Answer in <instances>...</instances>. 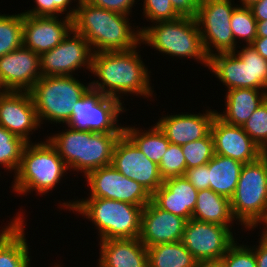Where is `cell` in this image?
<instances>
[{
	"label": "cell",
	"instance_id": "25",
	"mask_svg": "<svg viewBox=\"0 0 267 267\" xmlns=\"http://www.w3.org/2000/svg\"><path fill=\"white\" fill-rule=\"evenodd\" d=\"M123 132H93L84 130L83 175L111 165L116 141Z\"/></svg>",
	"mask_w": 267,
	"mask_h": 267
},
{
	"label": "cell",
	"instance_id": "29",
	"mask_svg": "<svg viewBox=\"0 0 267 267\" xmlns=\"http://www.w3.org/2000/svg\"><path fill=\"white\" fill-rule=\"evenodd\" d=\"M148 267H197L199 262L181 241L147 247Z\"/></svg>",
	"mask_w": 267,
	"mask_h": 267
},
{
	"label": "cell",
	"instance_id": "2",
	"mask_svg": "<svg viewBox=\"0 0 267 267\" xmlns=\"http://www.w3.org/2000/svg\"><path fill=\"white\" fill-rule=\"evenodd\" d=\"M75 5L73 30L86 39L93 53L126 51L141 43L140 29L131 26L128 15L95 7L85 0Z\"/></svg>",
	"mask_w": 267,
	"mask_h": 267
},
{
	"label": "cell",
	"instance_id": "10",
	"mask_svg": "<svg viewBox=\"0 0 267 267\" xmlns=\"http://www.w3.org/2000/svg\"><path fill=\"white\" fill-rule=\"evenodd\" d=\"M233 2V4H232ZM233 0H201L196 21L207 55L234 52L237 45L231 30L230 19L238 6Z\"/></svg>",
	"mask_w": 267,
	"mask_h": 267
},
{
	"label": "cell",
	"instance_id": "24",
	"mask_svg": "<svg viewBox=\"0 0 267 267\" xmlns=\"http://www.w3.org/2000/svg\"><path fill=\"white\" fill-rule=\"evenodd\" d=\"M267 98L266 90L236 88L225 95V108L216 115L227 124L242 126Z\"/></svg>",
	"mask_w": 267,
	"mask_h": 267
},
{
	"label": "cell",
	"instance_id": "15",
	"mask_svg": "<svg viewBox=\"0 0 267 267\" xmlns=\"http://www.w3.org/2000/svg\"><path fill=\"white\" fill-rule=\"evenodd\" d=\"M0 125L27 143L41 128L33 98L28 91H7L0 96Z\"/></svg>",
	"mask_w": 267,
	"mask_h": 267
},
{
	"label": "cell",
	"instance_id": "48",
	"mask_svg": "<svg viewBox=\"0 0 267 267\" xmlns=\"http://www.w3.org/2000/svg\"><path fill=\"white\" fill-rule=\"evenodd\" d=\"M197 267H223L220 262L199 263Z\"/></svg>",
	"mask_w": 267,
	"mask_h": 267
},
{
	"label": "cell",
	"instance_id": "40",
	"mask_svg": "<svg viewBox=\"0 0 267 267\" xmlns=\"http://www.w3.org/2000/svg\"><path fill=\"white\" fill-rule=\"evenodd\" d=\"M89 4L104 8L109 11H114L120 14L132 16V8L136 6L135 4L139 2L138 0H85ZM136 2V3H135Z\"/></svg>",
	"mask_w": 267,
	"mask_h": 267
},
{
	"label": "cell",
	"instance_id": "14",
	"mask_svg": "<svg viewBox=\"0 0 267 267\" xmlns=\"http://www.w3.org/2000/svg\"><path fill=\"white\" fill-rule=\"evenodd\" d=\"M111 165L151 195L163 184L159 165L148 159L124 132L116 141Z\"/></svg>",
	"mask_w": 267,
	"mask_h": 267
},
{
	"label": "cell",
	"instance_id": "3",
	"mask_svg": "<svg viewBox=\"0 0 267 267\" xmlns=\"http://www.w3.org/2000/svg\"><path fill=\"white\" fill-rule=\"evenodd\" d=\"M62 203V204H61ZM61 209L75 211L96 227L100 241L139 238L141 214L145 206L105 198H80L60 202ZM65 208V209H64Z\"/></svg>",
	"mask_w": 267,
	"mask_h": 267
},
{
	"label": "cell",
	"instance_id": "34",
	"mask_svg": "<svg viewBox=\"0 0 267 267\" xmlns=\"http://www.w3.org/2000/svg\"><path fill=\"white\" fill-rule=\"evenodd\" d=\"M186 160V169L207 164L215 155L211 133L206 137L181 146Z\"/></svg>",
	"mask_w": 267,
	"mask_h": 267
},
{
	"label": "cell",
	"instance_id": "17",
	"mask_svg": "<svg viewBox=\"0 0 267 267\" xmlns=\"http://www.w3.org/2000/svg\"><path fill=\"white\" fill-rule=\"evenodd\" d=\"M42 77L40 55L24 46L0 57V79L7 91H30Z\"/></svg>",
	"mask_w": 267,
	"mask_h": 267
},
{
	"label": "cell",
	"instance_id": "46",
	"mask_svg": "<svg viewBox=\"0 0 267 267\" xmlns=\"http://www.w3.org/2000/svg\"><path fill=\"white\" fill-rule=\"evenodd\" d=\"M257 37H267V20L257 21Z\"/></svg>",
	"mask_w": 267,
	"mask_h": 267
},
{
	"label": "cell",
	"instance_id": "37",
	"mask_svg": "<svg viewBox=\"0 0 267 267\" xmlns=\"http://www.w3.org/2000/svg\"><path fill=\"white\" fill-rule=\"evenodd\" d=\"M33 1L36 4V6L34 8L32 7V9L28 11L25 10V12H22L23 14L31 16L61 17L65 13V16L73 18L77 6L76 7L73 6L71 8L70 5H72V3H75V1L78 4L80 0H33Z\"/></svg>",
	"mask_w": 267,
	"mask_h": 267
},
{
	"label": "cell",
	"instance_id": "45",
	"mask_svg": "<svg viewBox=\"0 0 267 267\" xmlns=\"http://www.w3.org/2000/svg\"><path fill=\"white\" fill-rule=\"evenodd\" d=\"M251 45L267 60V37H256Z\"/></svg>",
	"mask_w": 267,
	"mask_h": 267
},
{
	"label": "cell",
	"instance_id": "8",
	"mask_svg": "<svg viewBox=\"0 0 267 267\" xmlns=\"http://www.w3.org/2000/svg\"><path fill=\"white\" fill-rule=\"evenodd\" d=\"M230 203L236 225L246 231L267 219V167L261 158L243 165Z\"/></svg>",
	"mask_w": 267,
	"mask_h": 267
},
{
	"label": "cell",
	"instance_id": "5",
	"mask_svg": "<svg viewBox=\"0 0 267 267\" xmlns=\"http://www.w3.org/2000/svg\"><path fill=\"white\" fill-rule=\"evenodd\" d=\"M151 25L139 27L142 44L156 49L158 53L179 59L191 58L208 67L209 56L205 51L196 18L179 17Z\"/></svg>",
	"mask_w": 267,
	"mask_h": 267
},
{
	"label": "cell",
	"instance_id": "22",
	"mask_svg": "<svg viewBox=\"0 0 267 267\" xmlns=\"http://www.w3.org/2000/svg\"><path fill=\"white\" fill-rule=\"evenodd\" d=\"M18 214V215H17ZM0 230V267H31L23 210Z\"/></svg>",
	"mask_w": 267,
	"mask_h": 267
},
{
	"label": "cell",
	"instance_id": "47",
	"mask_svg": "<svg viewBox=\"0 0 267 267\" xmlns=\"http://www.w3.org/2000/svg\"><path fill=\"white\" fill-rule=\"evenodd\" d=\"M240 4H237L239 7H247L250 8L252 7L255 3H257L259 0H239Z\"/></svg>",
	"mask_w": 267,
	"mask_h": 267
},
{
	"label": "cell",
	"instance_id": "18",
	"mask_svg": "<svg viewBox=\"0 0 267 267\" xmlns=\"http://www.w3.org/2000/svg\"><path fill=\"white\" fill-rule=\"evenodd\" d=\"M187 220L150 201L142 210L139 240L147 247L182 240Z\"/></svg>",
	"mask_w": 267,
	"mask_h": 267
},
{
	"label": "cell",
	"instance_id": "50",
	"mask_svg": "<svg viewBox=\"0 0 267 267\" xmlns=\"http://www.w3.org/2000/svg\"><path fill=\"white\" fill-rule=\"evenodd\" d=\"M264 229H261L262 235H264L267 238V219L261 224Z\"/></svg>",
	"mask_w": 267,
	"mask_h": 267
},
{
	"label": "cell",
	"instance_id": "1",
	"mask_svg": "<svg viewBox=\"0 0 267 267\" xmlns=\"http://www.w3.org/2000/svg\"><path fill=\"white\" fill-rule=\"evenodd\" d=\"M141 45L126 51L93 53L91 73L98 80L90 82L91 89L120 101L123 94L151 99L154 92L150 83L151 71L139 54Z\"/></svg>",
	"mask_w": 267,
	"mask_h": 267
},
{
	"label": "cell",
	"instance_id": "26",
	"mask_svg": "<svg viewBox=\"0 0 267 267\" xmlns=\"http://www.w3.org/2000/svg\"><path fill=\"white\" fill-rule=\"evenodd\" d=\"M243 163L215 154L208 162V188L228 198L234 195Z\"/></svg>",
	"mask_w": 267,
	"mask_h": 267
},
{
	"label": "cell",
	"instance_id": "28",
	"mask_svg": "<svg viewBox=\"0 0 267 267\" xmlns=\"http://www.w3.org/2000/svg\"><path fill=\"white\" fill-rule=\"evenodd\" d=\"M68 128L62 132L47 135L46 138L55 147L70 171L83 174L84 130Z\"/></svg>",
	"mask_w": 267,
	"mask_h": 267
},
{
	"label": "cell",
	"instance_id": "23",
	"mask_svg": "<svg viewBox=\"0 0 267 267\" xmlns=\"http://www.w3.org/2000/svg\"><path fill=\"white\" fill-rule=\"evenodd\" d=\"M97 267H148L147 248L139 238L99 242Z\"/></svg>",
	"mask_w": 267,
	"mask_h": 267
},
{
	"label": "cell",
	"instance_id": "11",
	"mask_svg": "<svg viewBox=\"0 0 267 267\" xmlns=\"http://www.w3.org/2000/svg\"><path fill=\"white\" fill-rule=\"evenodd\" d=\"M236 240L227 226L191 218L186 222L181 242L199 263H207L220 262Z\"/></svg>",
	"mask_w": 267,
	"mask_h": 267
},
{
	"label": "cell",
	"instance_id": "9",
	"mask_svg": "<svg viewBox=\"0 0 267 267\" xmlns=\"http://www.w3.org/2000/svg\"><path fill=\"white\" fill-rule=\"evenodd\" d=\"M123 103L90 88L73 106L65 127L101 133L123 132L124 125L118 123L119 115L127 111Z\"/></svg>",
	"mask_w": 267,
	"mask_h": 267
},
{
	"label": "cell",
	"instance_id": "42",
	"mask_svg": "<svg viewBox=\"0 0 267 267\" xmlns=\"http://www.w3.org/2000/svg\"><path fill=\"white\" fill-rule=\"evenodd\" d=\"M201 0H171L174 10L181 17L195 18Z\"/></svg>",
	"mask_w": 267,
	"mask_h": 267
},
{
	"label": "cell",
	"instance_id": "12",
	"mask_svg": "<svg viewBox=\"0 0 267 267\" xmlns=\"http://www.w3.org/2000/svg\"><path fill=\"white\" fill-rule=\"evenodd\" d=\"M93 51L86 39L73 29L63 41L40 55L42 76H68L81 68L92 70Z\"/></svg>",
	"mask_w": 267,
	"mask_h": 267
},
{
	"label": "cell",
	"instance_id": "35",
	"mask_svg": "<svg viewBox=\"0 0 267 267\" xmlns=\"http://www.w3.org/2000/svg\"><path fill=\"white\" fill-rule=\"evenodd\" d=\"M242 128L261 149L267 147V98L252 113Z\"/></svg>",
	"mask_w": 267,
	"mask_h": 267
},
{
	"label": "cell",
	"instance_id": "44",
	"mask_svg": "<svg viewBox=\"0 0 267 267\" xmlns=\"http://www.w3.org/2000/svg\"><path fill=\"white\" fill-rule=\"evenodd\" d=\"M250 8L256 21L267 20V0H259Z\"/></svg>",
	"mask_w": 267,
	"mask_h": 267
},
{
	"label": "cell",
	"instance_id": "33",
	"mask_svg": "<svg viewBox=\"0 0 267 267\" xmlns=\"http://www.w3.org/2000/svg\"><path fill=\"white\" fill-rule=\"evenodd\" d=\"M230 24L236 44L244 42L251 45L257 37V21L251 8L237 6L231 15Z\"/></svg>",
	"mask_w": 267,
	"mask_h": 267
},
{
	"label": "cell",
	"instance_id": "21",
	"mask_svg": "<svg viewBox=\"0 0 267 267\" xmlns=\"http://www.w3.org/2000/svg\"><path fill=\"white\" fill-rule=\"evenodd\" d=\"M198 190L184 177H171L151 195V201L162 210L191 219Z\"/></svg>",
	"mask_w": 267,
	"mask_h": 267
},
{
	"label": "cell",
	"instance_id": "7",
	"mask_svg": "<svg viewBox=\"0 0 267 267\" xmlns=\"http://www.w3.org/2000/svg\"><path fill=\"white\" fill-rule=\"evenodd\" d=\"M238 46L234 52L209 57L208 69L227 88H253L267 91V60L252 45Z\"/></svg>",
	"mask_w": 267,
	"mask_h": 267
},
{
	"label": "cell",
	"instance_id": "19",
	"mask_svg": "<svg viewBox=\"0 0 267 267\" xmlns=\"http://www.w3.org/2000/svg\"><path fill=\"white\" fill-rule=\"evenodd\" d=\"M210 133L215 154L235 159L243 164L255 162L260 158L261 148L242 126L227 124L216 115L212 121Z\"/></svg>",
	"mask_w": 267,
	"mask_h": 267
},
{
	"label": "cell",
	"instance_id": "20",
	"mask_svg": "<svg viewBox=\"0 0 267 267\" xmlns=\"http://www.w3.org/2000/svg\"><path fill=\"white\" fill-rule=\"evenodd\" d=\"M217 110L207 109L204 113L163 115L155 123L172 144L182 146L206 137Z\"/></svg>",
	"mask_w": 267,
	"mask_h": 267
},
{
	"label": "cell",
	"instance_id": "31",
	"mask_svg": "<svg viewBox=\"0 0 267 267\" xmlns=\"http://www.w3.org/2000/svg\"><path fill=\"white\" fill-rule=\"evenodd\" d=\"M23 46V13L0 14V57Z\"/></svg>",
	"mask_w": 267,
	"mask_h": 267
},
{
	"label": "cell",
	"instance_id": "52",
	"mask_svg": "<svg viewBox=\"0 0 267 267\" xmlns=\"http://www.w3.org/2000/svg\"><path fill=\"white\" fill-rule=\"evenodd\" d=\"M54 265H55V266H53V267H62V266H61L60 264H58V263H57V264L55 263ZM51 267H52V266H51Z\"/></svg>",
	"mask_w": 267,
	"mask_h": 267
},
{
	"label": "cell",
	"instance_id": "4",
	"mask_svg": "<svg viewBox=\"0 0 267 267\" xmlns=\"http://www.w3.org/2000/svg\"><path fill=\"white\" fill-rule=\"evenodd\" d=\"M68 170L48 139L38 143L30 142L23 149L21 163L14 175L11 188L15 194L24 196L35 191L43 196L61 183Z\"/></svg>",
	"mask_w": 267,
	"mask_h": 267
},
{
	"label": "cell",
	"instance_id": "51",
	"mask_svg": "<svg viewBox=\"0 0 267 267\" xmlns=\"http://www.w3.org/2000/svg\"><path fill=\"white\" fill-rule=\"evenodd\" d=\"M5 92H7V90L5 89V87L2 84L1 79H0V93H5Z\"/></svg>",
	"mask_w": 267,
	"mask_h": 267
},
{
	"label": "cell",
	"instance_id": "39",
	"mask_svg": "<svg viewBox=\"0 0 267 267\" xmlns=\"http://www.w3.org/2000/svg\"><path fill=\"white\" fill-rule=\"evenodd\" d=\"M143 16L152 24L176 20L181 17L173 8L171 0H143Z\"/></svg>",
	"mask_w": 267,
	"mask_h": 267
},
{
	"label": "cell",
	"instance_id": "41",
	"mask_svg": "<svg viewBox=\"0 0 267 267\" xmlns=\"http://www.w3.org/2000/svg\"><path fill=\"white\" fill-rule=\"evenodd\" d=\"M184 177L199 191L208 189V163L186 169Z\"/></svg>",
	"mask_w": 267,
	"mask_h": 267
},
{
	"label": "cell",
	"instance_id": "27",
	"mask_svg": "<svg viewBox=\"0 0 267 267\" xmlns=\"http://www.w3.org/2000/svg\"><path fill=\"white\" fill-rule=\"evenodd\" d=\"M191 218L227 226L231 230L236 221L232 214L230 200L210 188L198 191L196 206Z\"/></svg>",
	"mask_w": 267,
	"mask_h": 267
},
{
	"label": "cell",
	"instance_id": "36",
	"mask_svg": "<svg viewBox=\"0 0 267 267\" xmlns=\"http://www.w3.org/2000/svg\"><path fill=\"white\" fill-rule=\"evenodd\" d=\"M158 165L163 180L171 177L184 176L186 171V160L182 147L170 143Z\"/></svg>",
	"mask_w": 267,
	"mask_h": 267
},
{
	"label": "cell",
	"instance_id": "32",
	"mask_svg": "<svg viewBox=\"0 0 267 267\" xmlns=\"http://www.w3.org/2000/svg\"><path fill=\"white\" fill-rule=\"evenodd\" d=\"M26 144L27 142L22 138L15 136L0 125V166H3L2 169L16 174Z\"/></svg>",
	"mask_w": 267,
	"mask_h": 267
},
{
	"label": "cell",
	"instance_id": "16",
	"mask_svg": "<svg viewBox=\"0 0 267 267\" xmlns=\"http://www.w3.org/2000/svg\"><path fill=\"white\" fill-rule=\"evenodd\" d=\"M72 29V18L67 16L23 14V46L41 55L60 44Z\"/></svg>",
	"mask_w": 267,
	"mask_h": 267
},
{
	"label": "cell",
	"instance_id": "30",
	"mask_svg": "<svg viewBox=\"0 0 267 267\" xmlns=\"http://www.w3.org/2000/svg\"><path fill=\"white\" fill-rule=\"evenodd\" d=\"M153 125L148 130L130 125L123 126V132L148 159L159 164L169 147L170 141L157 125Z\"/></svg>",
	"mask_w": 267,
	"mask_h": 267
},
{
	"label": "cell",
	"instance_id": "38",
	"mask_svg": "<svg viewBox=\"0 0 267 267\" xmlns=\"http://www.w3.org/2000/svg\"><path fill=\"white\" fill-rule=\"evenodd\" d=\"M220 263L223 267H257L253 248L250 245L239 244L238 241L229 247Z\"/></svg>",
	"mask_w": 267,
	"mask_h": 267
},
{
	"label": "cell",
	"instance_id": "13",
	"mask_svg": "<svg viewBox=\"0 0 267 267\" xmlns=\"http://www.w3.org/2000/svg\"><path fill=\"white\" fill-rule=\"evenodd\" d=\"M84 178L89 187L88 197L105 198L146 206L151 194L138 182L123 176L112 165L90 171Z\"/></svg>",
	"mask_w": 267,
	"mask_h": 267
},
{
	"label": "cell",
	"instance_id": "6",
	"mask_svg": "<svg viewBox=\"0 0 267 267\" xmlns=\"http://www.w3.org/2000/svg\"><path fill=\"white\" fill-rule=\"evenodd\" d=\"M91 88L74 75L42 76L29 91L40 124L68 123L75 103ZM64 123V124H63Z\"/></svg>",
	"mask_w": 267,
	"mask_h": 267
},
{
	"label": "cell",
	"instance_id": "49",
	"mask_svg": "<svg viewBox=\"0 0 267 267\" xmlns=\"http://www.w3.org/2000/svg\"><path fill=\"white\" fill-rule=\"evenodd\" d=\"M260 158L263 160L267 167V147L261 149Z\"/></svg>",
	"mask_w": 267,
	"mask_h": 267
},
{
	"label": "cell",
	"instance_id": "43",
	"mask_svg": "<svg viewBox=\"0 0 267 267\" xmlns=\"http://www.w3.org/2000/svg\"><path fill=\"white\" fill-rule=\"evenodd\" d=\"M260 237L258 238L259 245H253L252 247L255 252L256 266L267 267V238L262 234Z\"/></svg>",
	"mask_w": 267,
	"mask_h": 267
}]
</instances>
